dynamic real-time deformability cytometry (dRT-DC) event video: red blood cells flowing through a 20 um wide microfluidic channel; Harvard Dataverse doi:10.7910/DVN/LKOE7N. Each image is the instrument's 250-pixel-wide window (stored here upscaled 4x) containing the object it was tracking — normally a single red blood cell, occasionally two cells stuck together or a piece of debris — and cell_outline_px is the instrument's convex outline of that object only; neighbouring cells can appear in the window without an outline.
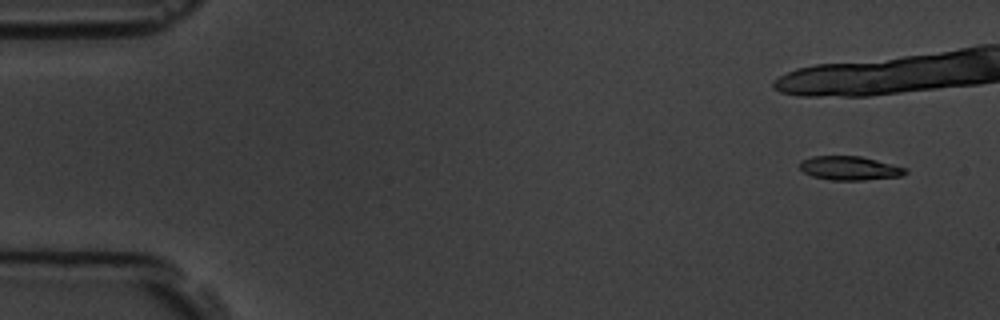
{"species": "common noctule bat (a hibernating species)", "species_latin": "Nyctalus noctula", "temperature_condition": "room temperature", "stored_images_in_passage": 4, "camera_frame_rate_fps": 3000, "um_per_image_px": 0.085, "animal": {"sex": "male", "body_mass_g": 19.5, "forearm_length_mm": 54.6}, "frame": {"image": 1, "passage_image": 1, "time_ms": 0.0, "image_size_px": [1000, 320], "cell_outline_px": [[908, 172], [900, 176], [864, 180], [832, 180], [812, 176], [804, 172], [800, 168], [800, 160], [812, 156], [860, 156], [908, 168]], "centroid_in_image_um": [72.22, 14.29], "position_along_channel_um": 12.8, "area_um2": 14.68}}